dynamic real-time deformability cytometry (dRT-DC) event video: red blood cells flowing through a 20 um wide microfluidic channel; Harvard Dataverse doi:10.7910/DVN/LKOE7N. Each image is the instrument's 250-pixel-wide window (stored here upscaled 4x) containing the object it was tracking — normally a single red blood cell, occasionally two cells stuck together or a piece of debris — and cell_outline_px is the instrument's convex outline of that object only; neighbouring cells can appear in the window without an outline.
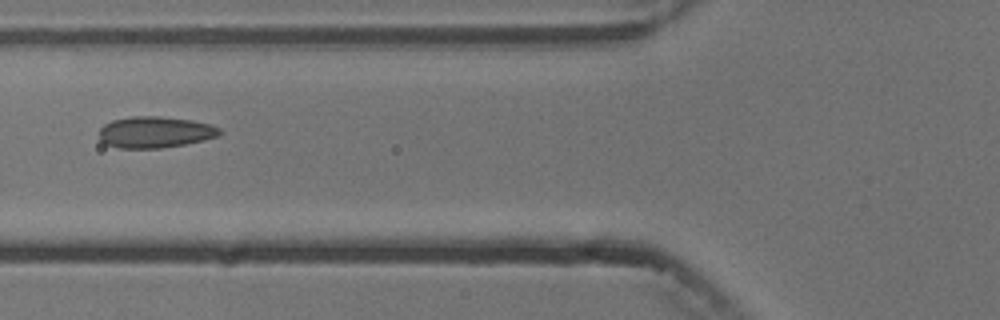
{"species": "common noctule bat (a hibernating species)", "species_latin": "Nyctalus noctula", "temperature_condition": "cold", "stored_images_in_passage": 5, "camera_frame_rate_fps": 3000, "um_per_image_px": 0.085, "animal": {"sex": "male", "body_mass_g": 13.3}, "frame": {"image": 1, "passage_image": 3, "time_ms": 2.333, "image_size_px": [1000, 320], "cell_outline_px": [[220, 136], [204, 140], [184, 144], [160, 148], [120, 148], [108, 144], [100, 140], [100, 128], [104, 124], [112, 120], [132, 116], [160, 116], [192, 120], [212, 124], [220, 128]], "centroid_in_image_um": [13.21, 11.22], "position_along_channel_um": 112.6, "area_um2": 22.02}}
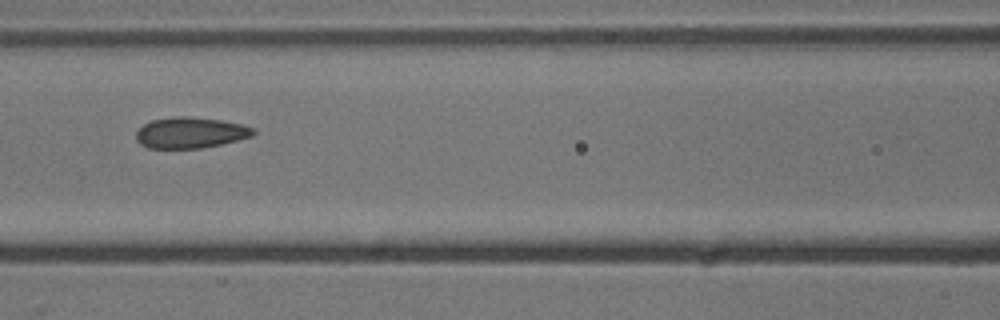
{"frame": {"image": 2, "passage_image": 4, "time_ms": 3.333, "image_size_px": [1000, 320], "cell_outline_px": [[256, 132], [252, 136], [220, 144], [200, 148], [148, 148], [140, 144], [136, 140], [136, 132], [144, 124], [152, 120], [176, 116], [184, 116], [220, 120], [244, 124], [256, 128]], "centroid_in_image_um": [16.2, 11.27], "position_along_channel_um": 150.4, "area_um2": 21.1}}
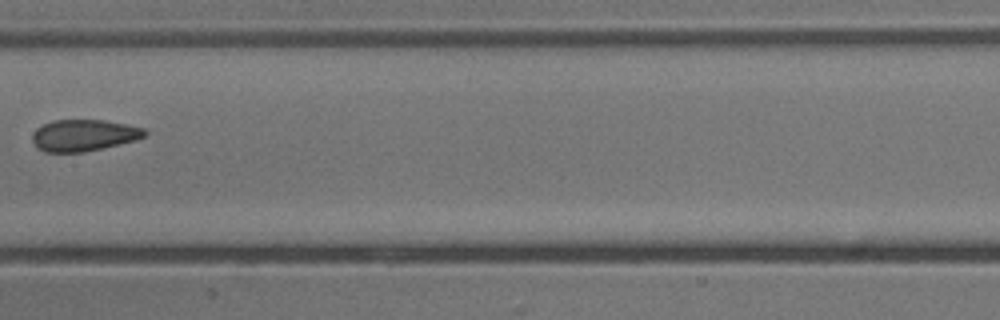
{"frame": {"image": 3, "passage_image": 5, "time_ms": 4.667, "image_size_px": [1000, 320], "cell_outline_px": [[148, 132], [144, 136], [136, 140], [84, 152], [44, 152], [36, 148], [32, 140], [32, 136], [36, 128], [52, 120], [104, 120], [144, 128]], "centroid_in_image_um": [7.09, 11.5], "position_along_channel_um": 200.3, "area_um2": 20.63}}